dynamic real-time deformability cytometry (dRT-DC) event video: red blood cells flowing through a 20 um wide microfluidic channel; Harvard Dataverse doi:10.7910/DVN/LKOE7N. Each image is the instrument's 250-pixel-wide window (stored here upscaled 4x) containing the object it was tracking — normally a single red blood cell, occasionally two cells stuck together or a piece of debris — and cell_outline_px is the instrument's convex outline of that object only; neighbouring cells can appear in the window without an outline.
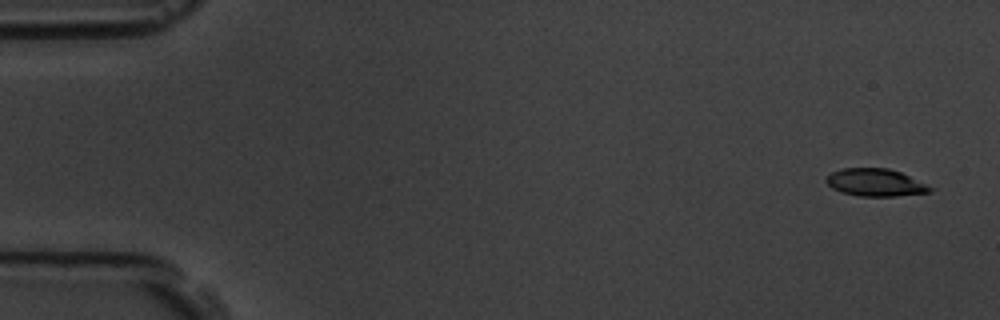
{"species": "common noctule bat (a hibernating species)", "species_latin": "Nyctalus noctula", "temperature_condition": "room temperature", "stored_images_in_passage": 6, "camera_frame_rate_fps": 3000, "um_per_image_px": 0.085, "animal": {"sex": "male", "body_mass_g": 19.5, "forearm_length_mm": 54.6}, "frame": {"image": 1, "passage_image": 1, "time_ms": 0.0, "image_size_px": [1000, 320], "cell_outline_px": [[936, 188], [932, 192], [896, 196], [860, 196], [840, 192], [832, 188], [824, 180], [832, 172], [840, 168], [888, 168], [900, 172]], "centroid_in_image_um": [74.43, 15.52], "position_along_channel_um": 10.6, "area_um2": 16.76}}